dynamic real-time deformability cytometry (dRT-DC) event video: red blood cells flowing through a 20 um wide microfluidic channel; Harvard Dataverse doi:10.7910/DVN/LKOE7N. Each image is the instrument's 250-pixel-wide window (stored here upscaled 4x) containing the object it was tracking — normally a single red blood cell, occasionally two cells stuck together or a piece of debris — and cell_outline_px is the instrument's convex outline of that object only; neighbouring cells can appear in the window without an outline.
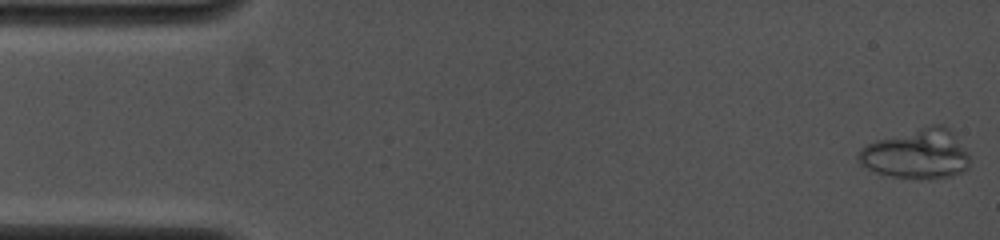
{"species": "common noctule bat (a hibernating species)", "species_latin": "Nyctalus noctula", "temperature_condition": "cold", "stored_images_in_passage": 37, "camera_frame_rate_fps": 4000, "um_per_image_px": 0.085, "animal": {"sex": "female", "body_mass_g": 19.0, "forearm_length_mm": 53.3}, "frame": {"image": 1, "passage_image": 1, "time_ms": 0.0, "image_size_px": [1000, 240], "cell_outline_px": [[968, 168], [952, 176], [892, 176], [876, 172], [860, 164], [856, 156], [860, 148], [876, 140], [932, 124], [944, 124], [948, 128], [968, 152]], "centroid_in_image_um": [77.9, 13.04], "position_along_channel_um": 7.1, "area_um2": 31.27}}
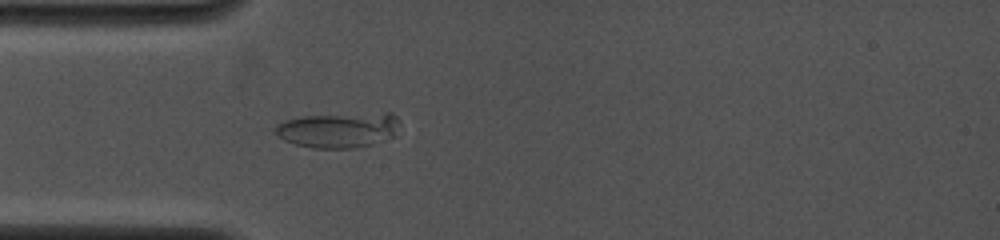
{"frame": {"image": 2, "passage_image": 11, "time_ms": 4.25, "image_size_px": [1000, 240], "cell_outline_px": [[400, 124], [396, 136], [372, 144], [352, 148], [312, 148], [296, 144], [284, 140], [276, 132], [276, 128], [284, 120], [300, 116], [384, 112], [392, 112], [400, 120]], "centroid_in_image_um": [28.86, 11.03], "position_along_channel_um": 56.1, "area_um2": 25.78}}